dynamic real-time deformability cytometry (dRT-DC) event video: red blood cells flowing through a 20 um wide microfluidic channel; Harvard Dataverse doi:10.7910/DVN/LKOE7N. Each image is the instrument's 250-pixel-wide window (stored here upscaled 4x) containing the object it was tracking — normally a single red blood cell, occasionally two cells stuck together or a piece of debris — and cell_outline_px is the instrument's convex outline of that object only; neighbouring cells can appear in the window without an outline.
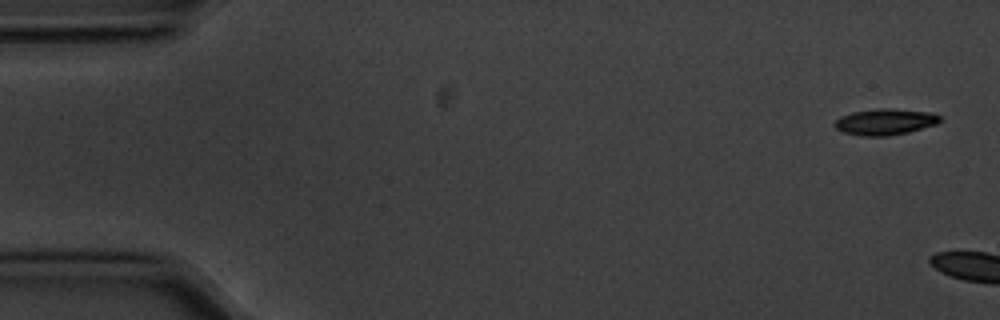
{"species": "common noctule bat (a hibernating species)", "species_latin": "Nyctalus noctula", "temperature_condition": "cold", "stored_images_in_passage": 2, "camera_frame_rate_fps": 3000, "um_per_image_px": 0.085, "animal": {"sex": "male", "body_mass_g": 20.1, "forearm_length_mm": 53.5}, "frame": {"image": 1, "passage_image": 1, "time_ms": 0.0, "image_size_px": [1000, 320], "cell_outline_px": [[940, 120], [936, 124], [908, 132], [888, 136], [860, 136], [844, 132], [836, 128], [832, 124], [840, 116], [852, 112], [880, 108], [888, 108], [932, 112], [940, 116]], "centroid_in_image_um": [75.21, 10.35], "position_along_channel_um": 9.8, "area_um2": 16.07}}